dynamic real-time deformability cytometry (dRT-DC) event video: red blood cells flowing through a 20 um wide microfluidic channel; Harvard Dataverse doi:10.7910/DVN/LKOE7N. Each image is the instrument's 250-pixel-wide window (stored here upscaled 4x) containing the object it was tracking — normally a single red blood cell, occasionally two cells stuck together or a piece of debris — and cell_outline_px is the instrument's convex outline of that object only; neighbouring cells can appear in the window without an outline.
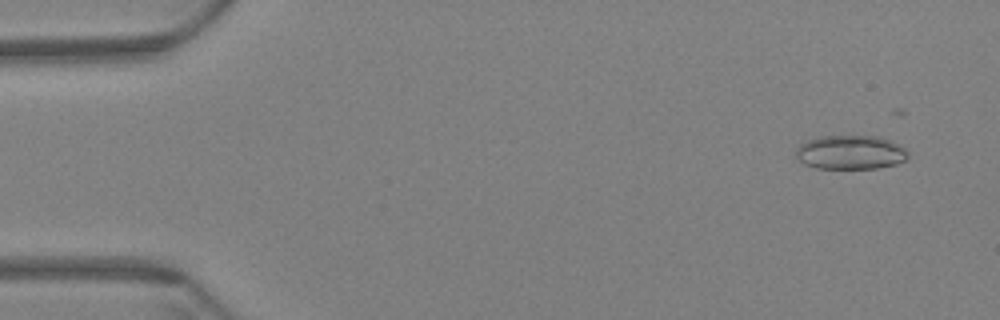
{"species": "Egyptian fruit bat (a non-hibernating species)", "species_latin": "Rousettus aegyptiacus", "temperature_condition": "warm", "stored_images_in_passage": 27, "camera_frame_rate_fps": 3000, "um_per_image_px": 0.085, "animal": {"sex": "female"}, "frame": {"image": 1, "passage_image": 4, "time_ms": 1.0, "image_size_px": [1000, 320], "cell_outline_px": [[908, 156], [904, 160], [896, 164], [880, 168], [816, 168], [804, 164], [796, 156], [796, 148], [800, 144], [808, 140], [820, 136], [880, 136], [892, 140], [900, 144], [908, 152]], "centroid_in_image_um": [72.31, 12.94], "position_along_channel_um": 12.7, "area_um2": 22.37}}
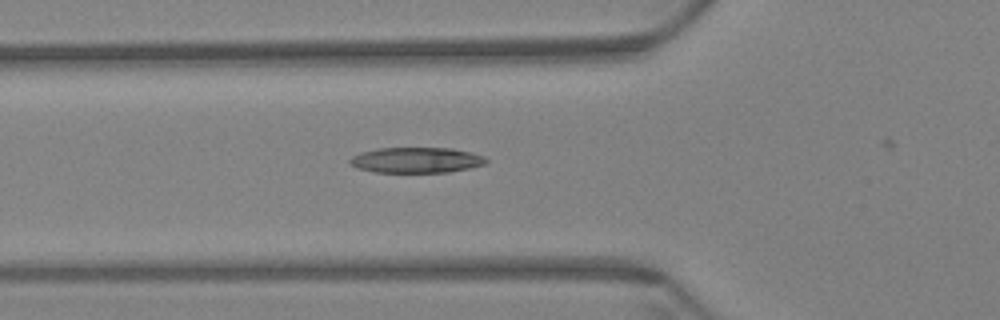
{"frame": {"image": 2, "passage_image": 22, "time_ms": 7.0, "image_size_px": [1000, 320], "cell_outline_px": [[488, 160], [484, 164], [468, 168], [448, 172], [376, 172], [356, 168], [348, 160], [352, 156], [360, 152], [380, 148], [452, 148], [472, 152], [484, 156]], "centroid_in_image_um": [35.38, 13.6], "position_along_channel_um": 90.4, "area_um2": 20.23}}
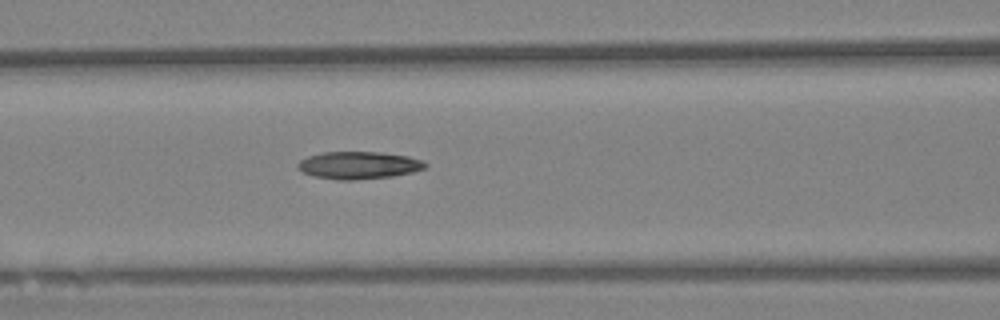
{"frame": {"image": 3, "passage_image": 26, "time_ms": 8.333, "image_size_px": [1000, 320], "cell_outline_px": [[428, 164], [424, 168], [412, 172], [392, 176], [356, 180], [336, 180], [312, 176], [296, 168], [296, 164], [300, 160], [308, 156], [324, 152], [380, 152], [408, 156], [424, 160]], "centroid_in_image_um": [30.47, 14.05], "position_along_channel_um": 136.1, "area_um2": 20.52}}